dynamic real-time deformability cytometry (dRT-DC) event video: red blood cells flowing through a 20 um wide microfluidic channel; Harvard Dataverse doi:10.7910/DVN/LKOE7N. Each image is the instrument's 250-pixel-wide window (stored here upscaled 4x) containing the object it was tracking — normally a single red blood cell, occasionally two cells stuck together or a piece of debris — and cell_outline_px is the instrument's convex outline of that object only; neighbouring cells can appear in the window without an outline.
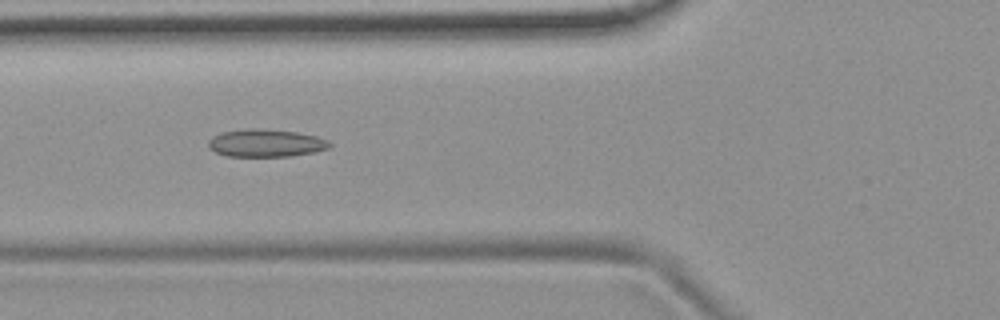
{"species": "common noctule bat (a hibernating species)", "species_latin": "Nyctalus noctula", "temperature_condition": "room temperature", "stored_images_in_passage": 53, "camera_frame_rate_fps": 3000, "um_per_image_px": 0.085, "animal": {"sex": "female", "body_mass_g": 19.9}, "frame": {"image": 1, "passage_image": 19, "time_ms": 6.0, "image_size_px": [1000, 320], "cell_outline_px": [[332, 144], [328, 148], [312, 152], [292, 156], [224, 156], [208, 148], [208, 140], [212, 136], [220, 132], [244, 128], [256, 128], [296, 132], [316, 136], [328, 140]], "centroid_in_image_um": [22.54, 12.15], "position_along_channel_um": 103.3, "area_um2": 19.65}}
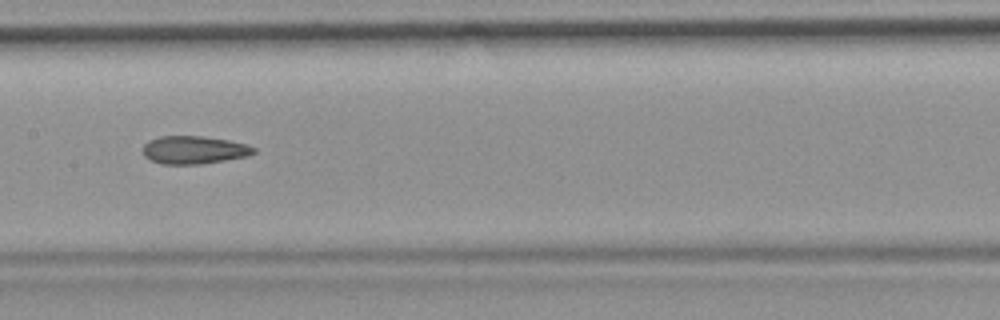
{"frame": {"image": 2, "passage_image": 26, "time_ms": 8.333, "image_size_px": [1000, 320], "cell_outline_px": [[256, 152], [248, 156], [200, 164], [160, 164], [144, 156], [144, 144], [148, 140], [160, 136], [200, 136], [228, 140], [244, 144], [256, 148]], "centroid_in_image_um": [16.48, 12.74], "position_along_channel_um": 190.9, "area_um2": 17.92}}
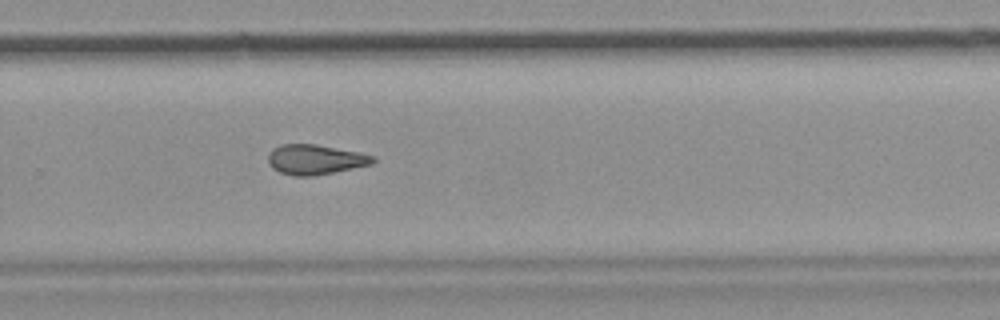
{"frame": {"image": 3, "passage_image": 35, "time_ms": 11.333, "image_size_px": [1000, 320], "cell_outline_px": [[376, 160], [372, 164], [312, 176], [292, 176], [280, 172], [272, 168], [268, 164], [268, 152], [272, 148], [280, 144], [316, 144], [360, 152], [376, 156]], "centroid_in_image_um": [26.77, 13.55], "position_along_channel_um": 303.0, "area_um2": 18.44}, "authors_computed_cell_mechanics": {"area_um2": 18.7272, "velocity_mm_per_s": 3.7526, "shape_relaxation_time_tau1_ms": null, "shape_relaxation_time_tau2_ms": 6.19, "deformation_change_tau1": null, "deformation_change_tau2": 0.1382}}